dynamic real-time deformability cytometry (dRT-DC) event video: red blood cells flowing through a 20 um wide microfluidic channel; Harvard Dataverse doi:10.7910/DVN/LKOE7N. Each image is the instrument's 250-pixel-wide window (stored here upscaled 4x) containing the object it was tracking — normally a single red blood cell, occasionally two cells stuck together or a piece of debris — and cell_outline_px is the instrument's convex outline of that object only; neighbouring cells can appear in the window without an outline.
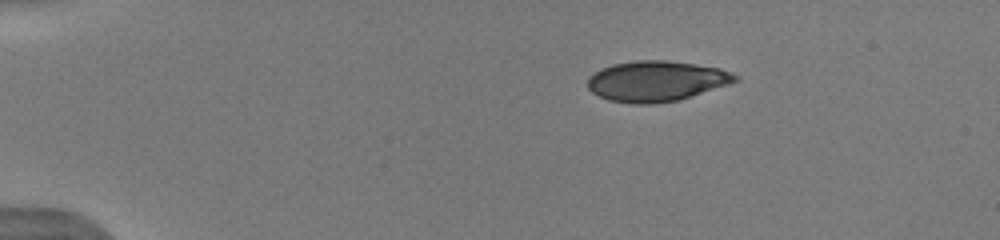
{"species": "human", "species_latin": "Homo sapiens", "temperature_condition": "warm", "stored_images_in_passage": 11, "camera_frame_rate_fps": 3000, "um_per_image_px": 0.085, "donor": {"sex": "male"}, "frame": {"image": 1, "passage_image": 1, "time_ms": 0.0, "image_size_px": [1000, 240], "cell_outline_px": [[740, 80], [680, 100], [652, 104], [632, 104], [608, 100], [592, 92], [588, 88], [588, 76], [600, 68], [612, 64], [636, 60], [664, 60], [696, 64], [720, 68], [736, 76]], "centroid_in_image_um": [55.75, 6.9], "position_along_channel_um": 29.3, "area_um2": 34.85}}